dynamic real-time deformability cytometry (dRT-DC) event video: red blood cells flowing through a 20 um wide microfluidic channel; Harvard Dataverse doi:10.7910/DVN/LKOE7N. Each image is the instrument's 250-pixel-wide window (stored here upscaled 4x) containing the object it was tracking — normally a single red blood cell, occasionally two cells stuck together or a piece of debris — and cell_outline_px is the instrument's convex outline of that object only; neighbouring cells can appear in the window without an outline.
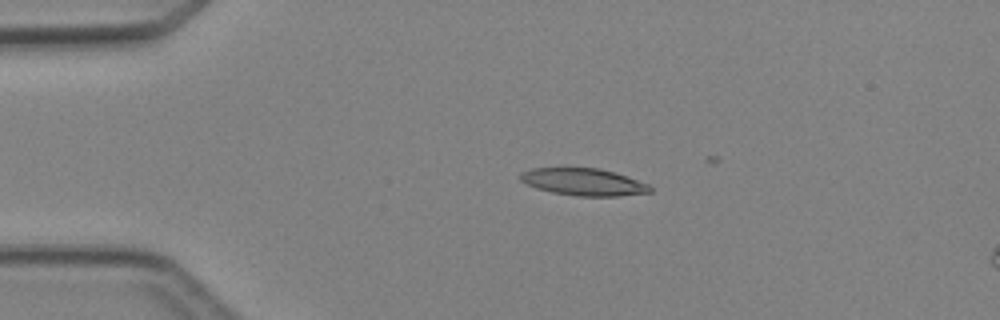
{"species": "Egyptian fruit bat (a non-hibernating species)", "species_latin": "Rousettus aegyptiacus", "temperature_condition": "cold", "stored_images_in_passage": 6, "camera_frame_rate_fps": 3000, "um_per_image_px": 0.085, "animal": {"sex": "female"}, "frame": {"image": 1, "passage_image": 3, "time_ms": 2.333, "image_size_px": [1000, 320], "cell_outline_px": [[652, 192], [620, 196], [576, 196], [552, 192], [536, 188], [520, 180], [520, 176], [524, 172], [532, 168], [600, 168], [648, 184], [652, 188]], "centroid_in_image_um": [49.61, 15.48], "position_along_channel_um": 35.4, "area_um2": 20.23}}